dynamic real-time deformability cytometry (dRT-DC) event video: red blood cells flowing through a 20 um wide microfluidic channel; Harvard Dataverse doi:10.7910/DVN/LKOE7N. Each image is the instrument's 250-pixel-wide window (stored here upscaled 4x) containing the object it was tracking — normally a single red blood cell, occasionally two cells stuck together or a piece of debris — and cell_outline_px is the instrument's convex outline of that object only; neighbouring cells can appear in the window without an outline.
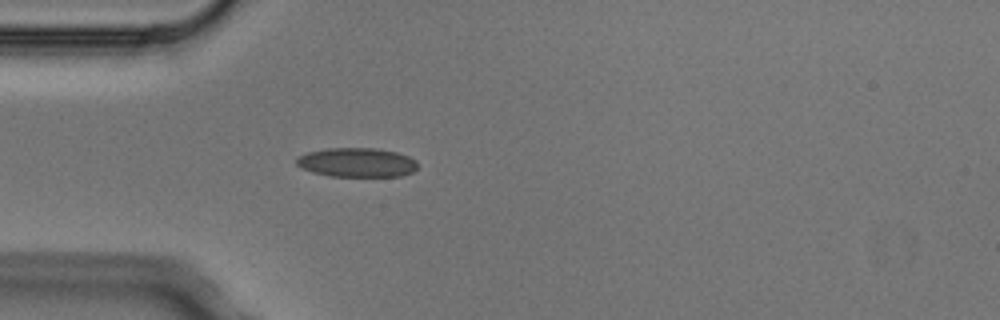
{"species": "Egyptian fruit bat (a non-hibernating species)", "species_latin": "Rousettus aegyptiacus", "temperature_condition": "cold", "stored_images_in_passage": 1, "camera_frame_rate_fps": 3000, "um_per_image_px": 0.085, "animal": {"sex": "male"}, "frame": {"image": 1, "passage_image": 1, "time_ms": 0.0, "image_size_px": [1000, 320], "cell_outline_px": [[416, 168], [412, 172], [400, 176], [332, 176], [312, 172], [300, 168], [296, 164], [296, 156], [308, 152], [328, 148], [376, 148], [396, 152], [408, 156], [416, 160]], "centroid_in_image_um": [30.3, 13.8], "position_along_channel_um": 54.7, "area_um2": 20.63}}